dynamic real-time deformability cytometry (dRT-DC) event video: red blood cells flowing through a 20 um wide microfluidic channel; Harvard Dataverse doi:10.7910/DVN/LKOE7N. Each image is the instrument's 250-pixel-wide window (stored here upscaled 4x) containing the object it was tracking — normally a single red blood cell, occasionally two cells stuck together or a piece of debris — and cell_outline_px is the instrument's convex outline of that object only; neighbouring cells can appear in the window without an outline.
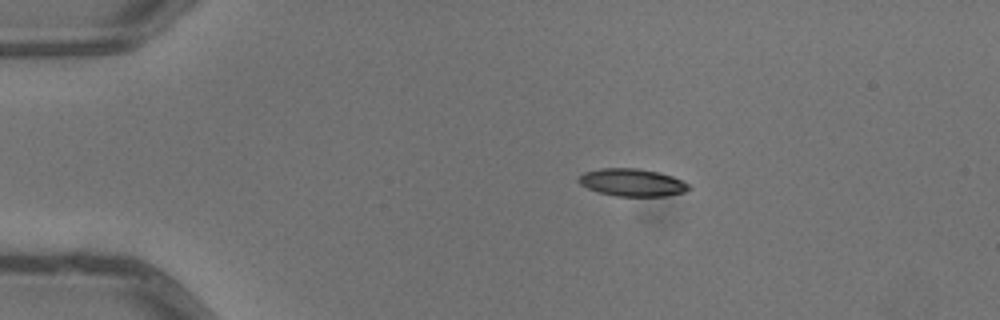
{"species": "common noctule bat (a hibernating species)", "species_latin": "Nyctalus noctula", "temperature_condition": "warm", "stored_images_in_passage": 2, "camera_frame_rate_fps": 3000, "um_per_image_px": 0.085, "animal": {"sex": "male", "body_mass_g": 13.3}, "frame": {"image": 1, "passage_image": 1, "time_ms": 0.0, "image_size_px": [1000, 320], "cell_outline_px": [[692, 188], [684, 192], [664, 196], [616, 196], [596, 192], [580, 184], [576, 180], [584, 172], [600, 168], [636, 168], [656, 172], [672, 176], [688, 184]], "centroid_in_image_um": [53.7, 15.51], "position_along_channel_um": 31.3, "area_um2": 17.63}}